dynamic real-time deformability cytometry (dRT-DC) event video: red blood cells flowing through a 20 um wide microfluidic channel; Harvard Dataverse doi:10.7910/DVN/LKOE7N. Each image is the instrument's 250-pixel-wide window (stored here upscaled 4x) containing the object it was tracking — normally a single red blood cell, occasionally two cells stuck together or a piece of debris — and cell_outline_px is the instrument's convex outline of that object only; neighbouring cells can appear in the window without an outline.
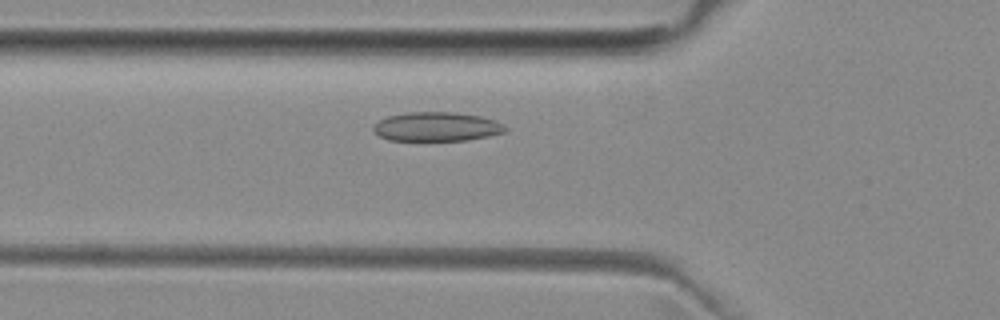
{"species": "common noctule bat (a hibernating species)", "species_latin": "Nyctalus noctula", "temperature_condition": "room temperature", "stored_images_in_passage": 48, "camera_frame_rate_fps": 3000, "um_per_image_px": 0.085, "animal": {"sex": "female", "body_mass_g": 29.2, "forearm_length_mm": 56.3}, "frame": {"image": 1, "passage_image": 14, "time_ms": 4.333, "image_size_px": [1000, 320], "cell_outline_px": [[508, 128], [504, 132], [488, 136], [468, 140], [388, 140], [380, 136], [372, 128], [372, 124], [388, 116], [408, 112], [452, 112], [480, 116], [496, 120], [504, 124]], "centroid_in_image_um": [37.13, 10.76], "position_along_channel_um": 88.7, "area_um2": 22.37}}
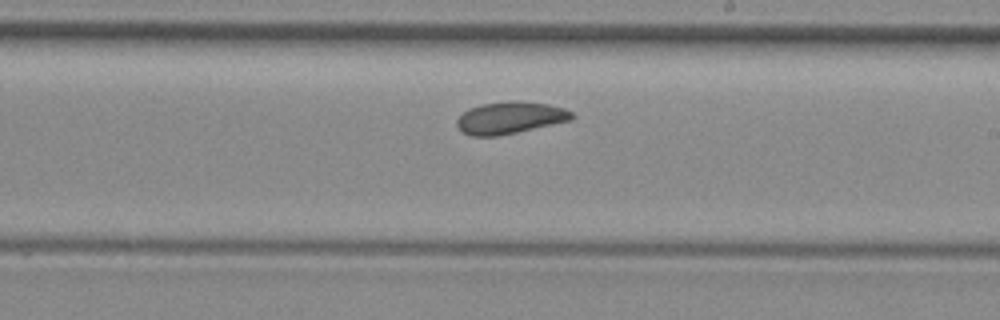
{"frame": {"image": 2, "passage_image": 26, "time_ms": 8.333, "image_size_px": [1000, 320], "cell_outline_px": [[576, 116], [572, 120], [500, 136], [472, 136], [460, 132], [456, 124], [456, 120], [468, 108], [480, 104], [512, 100], [516, 100], [548, 104], [564, 108], [572, 112]], "centroid_in_image_um": [43.34, 10.01], "position_along_channel_um": 245.7, "area_um2": 21.79}}
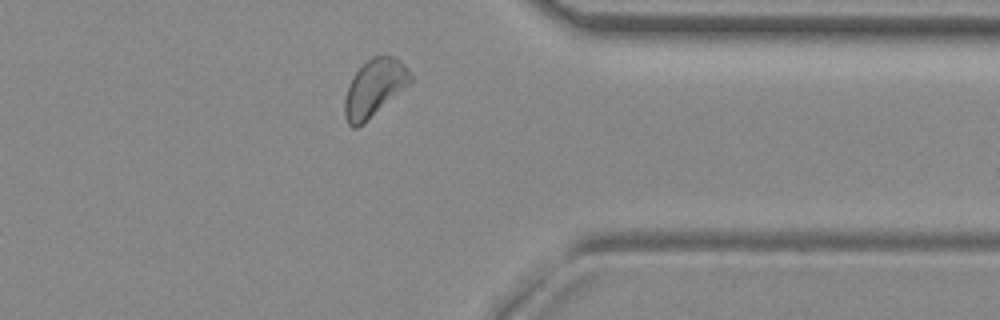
{"frame": {"image": 3, "passage_image": 37, "time_ms": 12.0, "image_size_px": [1000, 320], "cell_outline_px": [[412, 80], [408, 84], [356, 128], [352, 128], [348, 124], [344, 116], [344, 100], [352, 76], [372, 56], [392, 56], [400, 60], [404, 64], [412, 76]], "centroid_in_image_um": [31.79, 7.45], "position_along_channel_um": 379.6, "area_um2": 21.1}, "authors_computed_cell_mechanics": {"area_um2": 21.8195, "velocity_mm_per_s": 3.9235, "shape_relaxation_time_tau1_ms": 4.5841, "shape_relaxation_time_tau2_ms": 4.9666, "deformation_change_tau1": 0.0851, "deformation_change_tau2": 0.0802}}